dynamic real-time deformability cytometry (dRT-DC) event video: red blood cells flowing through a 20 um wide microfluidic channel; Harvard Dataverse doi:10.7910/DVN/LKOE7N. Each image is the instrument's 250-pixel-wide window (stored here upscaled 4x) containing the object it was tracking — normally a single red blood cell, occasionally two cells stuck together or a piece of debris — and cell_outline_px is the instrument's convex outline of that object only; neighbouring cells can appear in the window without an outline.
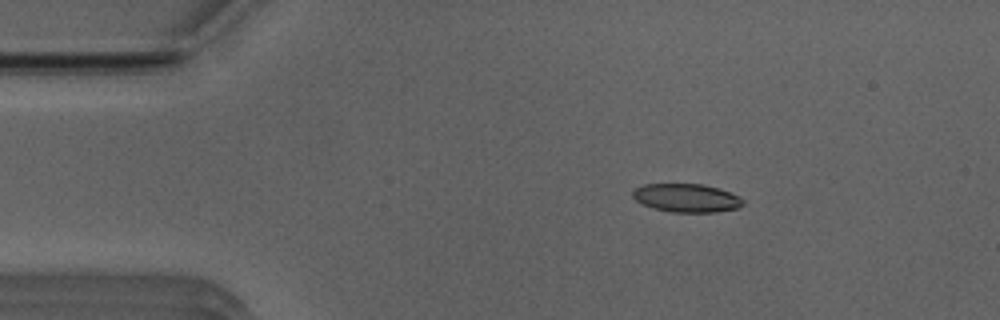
{"species": "Egyptian fruit bat (a non-hibernating species)", "species_latin": "Rousettus aegyptiacus", "temperature_condition": "room temperature", "stored_images_in_passage": 4, "camera_frame_rate_fps": 3000, "um_per_image_px": 0.085, "animal": {"sex": "male"}, "frame": {"image": 1, "passage_image": 1, "time_ms": 0.0, "image_size_px": [1000, 320], "cell_outline_px": [[744, 204], [740, 208], [716, 212], [672, 212], [640, 204], [632, 196], [632, 192], [636, 188], [644, 184], [704, 184], [720, 188], [744, 200]], "centroid_in_image_um": [58.36, 16.82], "position_along_channel_um": 26.6, "area_um2": 18.26}}